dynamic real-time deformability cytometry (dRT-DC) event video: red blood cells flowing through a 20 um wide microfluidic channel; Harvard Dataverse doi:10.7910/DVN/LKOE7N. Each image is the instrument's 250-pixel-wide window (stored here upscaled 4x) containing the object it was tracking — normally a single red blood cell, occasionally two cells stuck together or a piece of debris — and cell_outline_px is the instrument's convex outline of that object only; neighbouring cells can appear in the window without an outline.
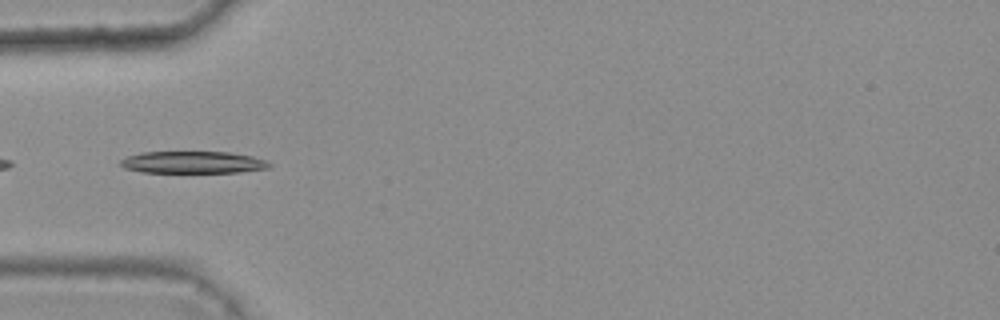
{"species": "common noctule bat (a hibernating species)", "species_latin": "Nyctalus noctula", "temperature_condition": "warm", "stored_images_in_passage": 7, "camera_frame_rate_fps": 3000, "um_per_image_px": 0.085, "animal": {"sex": "female", "body_mass_g": 25.1}, "frame": {"image": 1, "passage_image": 5, "time_ms": 1.333, "image_size_px": [1000, 320], "cell_outline_px": [[272, 164], [268, 168], [240, 172], [144, 172], [124, 168], [120, 164], [120, 160], [128, 156], [140, 152], [228, 152], [252, 156], [264, 160]], "centroid_in_image_um": [16.39, 13.79], "position_along_channel_um": 68.6, "area_um2": 18.96}}
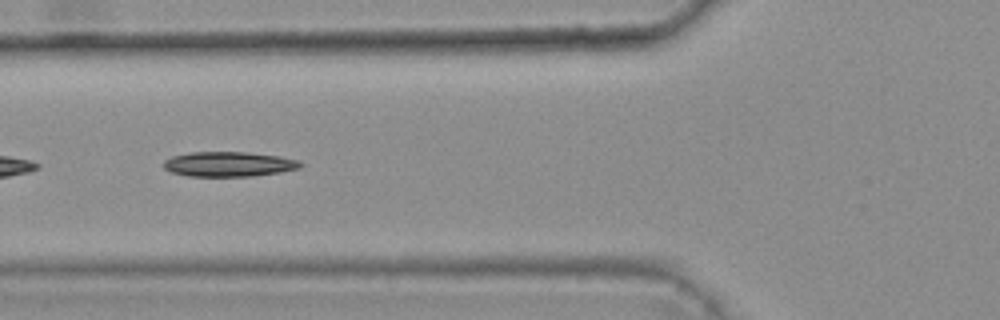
{"frame": {"image": 2, "passage_image": 6, "time_ms": 1.667, "image_size_px": [1000, 320], "cell_outline_px": [[304, 164], [300, 168], [280, 172], [252, 176], [188, 176], [172, 172], [164, 168], [164, 160], [172, 156], [188, 152], [244, 152], [280, 156], [296, 160]], "centroid_in_image_um": [19.44, 13.95], "position_along_channel_um": 106.4, "area_um2": 19.77}}
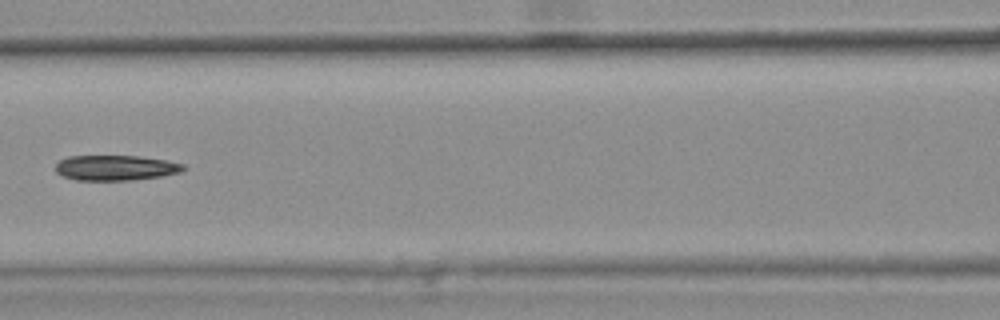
{"frame": {"image": 3, "passage_image": 7, "time_ms": 2.0, "image_size_px": [1000, 320], "cell_outline_px": [[184, 168], [180, 172], [160, 176], [128, 180], [76, 180], [64, 176], [56, 172], [56, 164], [60, 160], [68, 156], [140, 156], [164, 160], [184, 164]], "centroid_in_image_um": [9.79, 14.26], "position_along_channel_um": 156.8, "area_um2": 18.55}}